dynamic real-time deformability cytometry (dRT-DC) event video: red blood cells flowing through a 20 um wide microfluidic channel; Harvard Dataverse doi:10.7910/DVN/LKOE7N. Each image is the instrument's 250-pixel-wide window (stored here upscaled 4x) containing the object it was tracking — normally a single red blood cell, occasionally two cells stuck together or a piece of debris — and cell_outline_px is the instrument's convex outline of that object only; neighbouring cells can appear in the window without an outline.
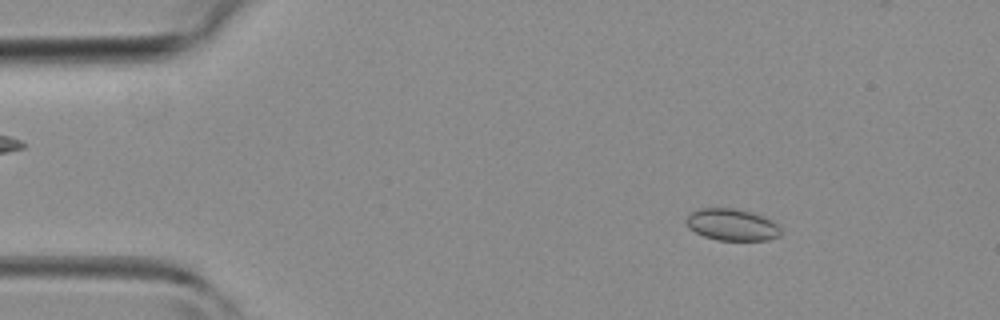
{"species": "common noctule bat (a hibernating species)", "species_latin": "Nyctalus noctula", "temperature_condition": "room temperature", "stored_images_in_passage": 45, "camera_frame_rate_fps": 3000, "um_per_image_px": 0.085, "animal": {"sex": "female", "body_mass_g": 19.3, "forearm_length_mm": 54.1}, "frame": {"image": 1, "passage_image": 7, "time_ms": 2.0, "image_size_px": [1000, 320], "cell_outline_px": [[780, 236], [768, 240], [716, 240], [704, 236], [688, 228], [684, 220], [696, 208], [732, 208], [752, 212], [764, 216], [772, 220], [780, 228]], "centroid_in_image_um": [62.2, 19.09], "position_along_channel_um": 22.8, "area_um2": 17.63}}
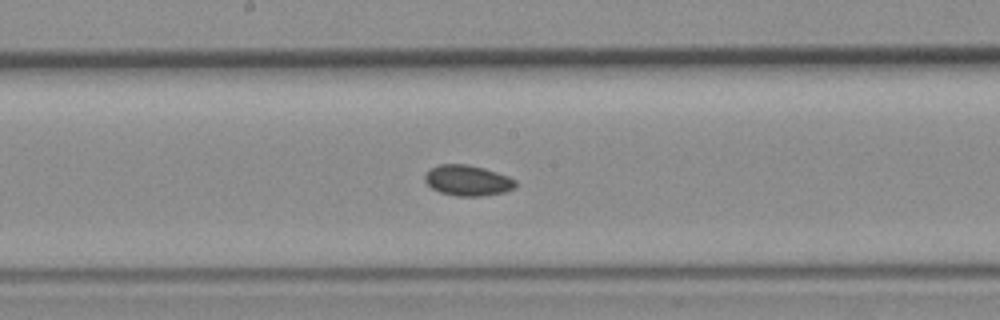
{"frame": {"image": 2, "passage_image": 24, "time_ms": 7.667, "image_size_px": [1000, 320], "cell_outline_px": [[516, 188], [504, 192], [484, 196], [456, 196], [440, 192], [432, 188], [424, 180], [424, 176], [432, 168], [440, 164], [464, 164], [484, 168], [508, 176], [516, 180]], "centroid_in_image_um": [39.77, 15.35], "position_along_channel_um": 208.4, "area_um2": 16.13}}
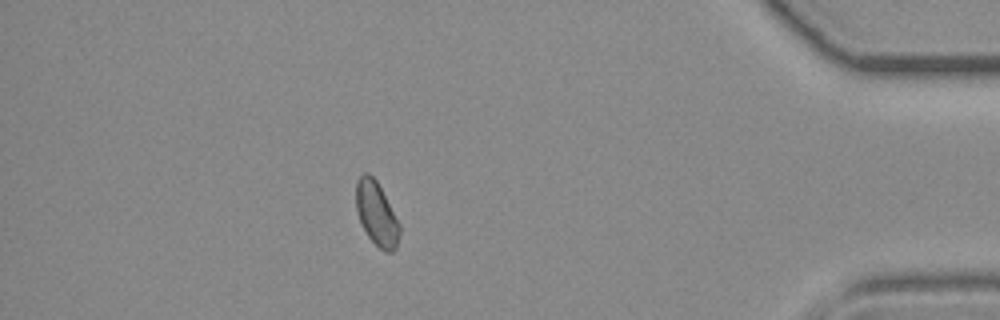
{"frame": {"image": 3, "passage_image": 40, "time_ms": 13.0, "image_size_px": [1000, 320], "cell_outline_px": [[400, 236], [396, 248], [392, 252], [384, 252], [368, 236], [360, 220], [356, 208], [356, 180], [364, 172], [368, 172], [376, 180], [400, 224]], "centroid_in_image_um": [32.01, 18.17], "position_along_channel_um": 403.2, "area_um2": 16.01}}